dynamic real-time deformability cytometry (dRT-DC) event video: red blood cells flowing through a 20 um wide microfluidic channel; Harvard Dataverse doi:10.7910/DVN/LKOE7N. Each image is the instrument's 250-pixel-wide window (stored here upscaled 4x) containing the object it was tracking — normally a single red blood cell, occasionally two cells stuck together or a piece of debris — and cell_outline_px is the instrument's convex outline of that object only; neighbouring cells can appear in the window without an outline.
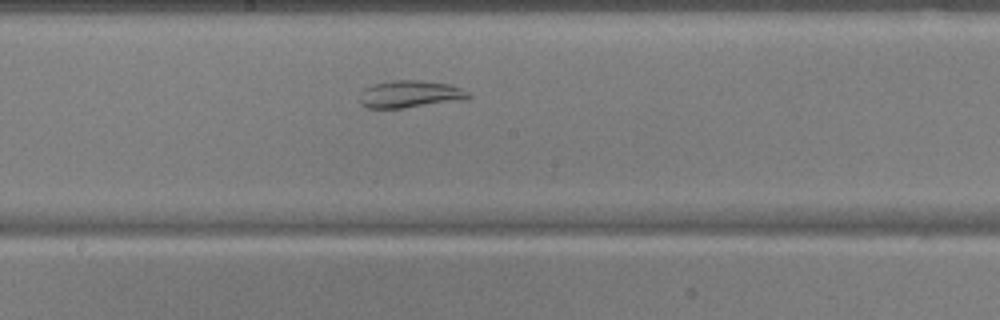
{"species": "common noctule bat (a hibernating species)", "species_latin": "Nyctalus noctula", "temperature_condition": "warm", "stored_images_in_passage": 43, "camera_frame_rate_fps": 3000, "um_per_image_px": 0.085, "animal": {"sex": "male", "body_mass_g": 17.9, "forearm_length_mm": 54.2}, "frame": {"image": 1, "passage_image": 19, "time_ms": 6.0, "image_size_px": [1000, 320], "cell_outline_px": [[472, 96], [452, 100], [404, 108], [368, 108], [360, 104], [360, 92], [364, 88], [372, 84], [392, 80], [424, 80], [448, 84], [460, 88], [468, 92]], "centroid_in_image_um": [34.74, 7.98], "position_along_channel_um": 213.5, "area_um2": 16.94}}
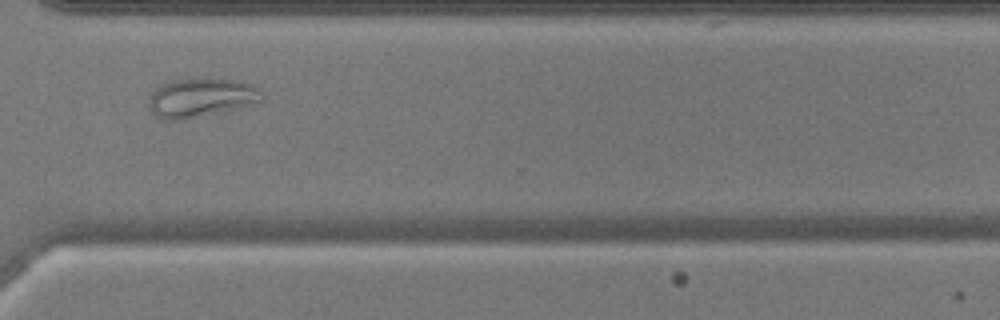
{"frame": {"image": 2, "passage_image": 30, "time_ms": 9.667, "image_size_px": [1000, 320], "cell_outline_px": [[264, 100], [184, 120], [164, 120], [156, 116], [152, 112], [148, 104], [148, 100], [152, 92], [160, 84], [172, 80], [200, 76], [208, 76], [236, 80], [252, 84], [264, 96]], "centroid_in_image_um": [17.03, 8.25], "position_along_channel_um": 353.6, "area_um2": 25.95}}
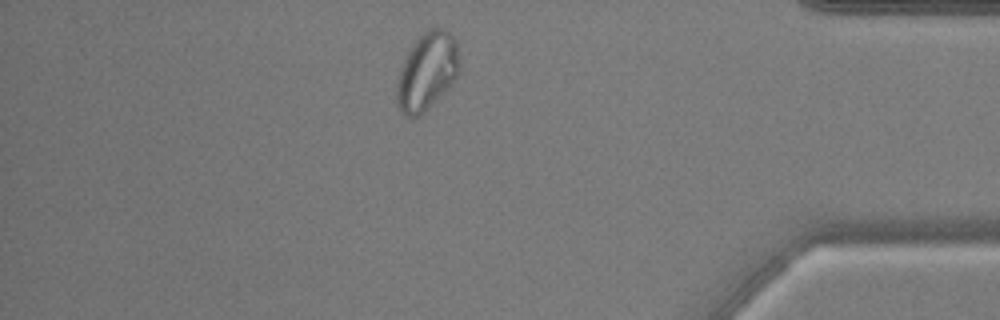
{"frame": {"image": 3, "passage_image": 36, "time_ms": 11.667, "image_size_px": [1000, 320], "cell_outline_px": [[460, 68], [456, 76], [424, 112], [420, 116], [404, 116], [396, 104], [396, 84], [400, 68], [408, 52], [416, 40], [428, 28], [444, 28], [456, 40], [460, 64]], "centroid_in_image_um": [36.27, 6.05], "position_along_channel_um": 398.9, "area_um2": 27.92}}